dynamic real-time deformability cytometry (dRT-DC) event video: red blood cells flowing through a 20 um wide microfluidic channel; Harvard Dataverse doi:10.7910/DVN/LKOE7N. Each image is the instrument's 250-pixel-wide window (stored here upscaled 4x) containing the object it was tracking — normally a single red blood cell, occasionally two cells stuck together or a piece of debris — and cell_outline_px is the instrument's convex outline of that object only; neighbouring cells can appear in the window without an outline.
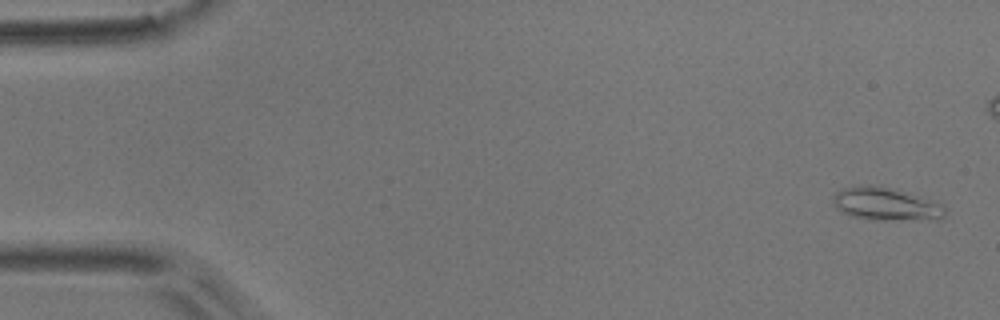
{"species": "common noctule bat (a hibernating species)", "species_latin": "Nyctalus noctula", "temperature_condition": "room temperature", "stored_images_in_passage": 8, "segment_of_instrument_passage": [1, 2], "camera_frame_rate_fps": 3000, "um_per_image_px": 0.085, "animal": {"sex": "male", "body_mass_g": 17.9}, "frame": {"image": 1, "passage_image": 1, "time_ms": 0.0, "image_size_px": [1000, 320], "cell_outline_px": [[944, 216], [936, 220], [868, 220], [852, 216], [836, 208], [832, 204], [832, 196], [836, 192], [844, 188], [868, 184], [888, 188], [936, 200], [944, 204]], "centroid_in_image_um": [75.31, 17.36], "position_along_channel_um": 9.7, "area_um2": 21.68}}
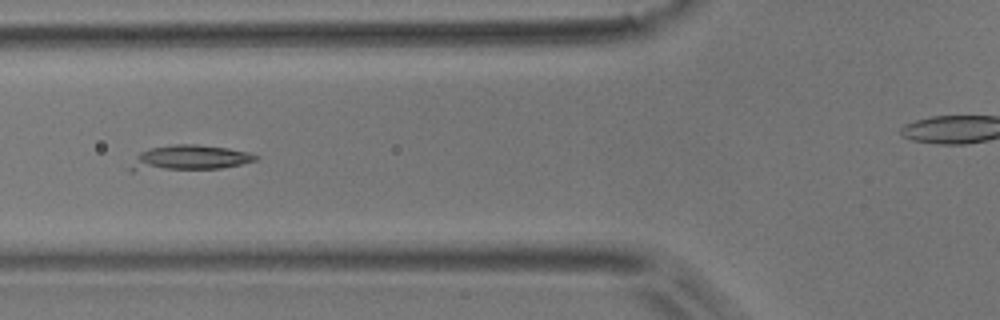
{"frame": {"image": 2, "passage_image": 6, "time_ms": 1.667, "image_size_px": [1000, 320], "cell_outline_px": [[260, 160], [220, 168], [132, 172], [128, 168], [136, 156], [140, 152], [148, 148], [176, 144], [196, 144], [228, 148], [248, 152], [260, 156]], "centroid_in_image_um": [16.06, 13.43], "position_along_channel_um": 109.7, "area_um2": 18.79}}
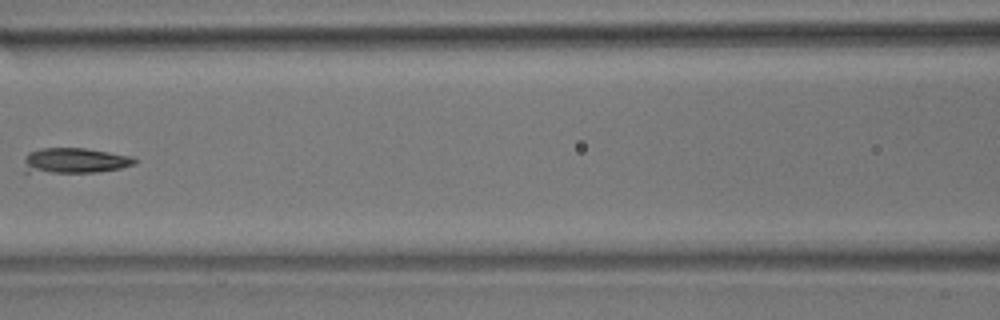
{"frame": {"image": 3, "passage_image": 7, "time_ms": 2.0, "image_size_px": [1000, 320], "cell_outline_px": [[136, 164], [120, 168], [96, 172], [24, 172], [24, 156], [28, 152], [40, 148], [84, 148], [132, 156], [136, 160]], "centroid_in_image_um": [6.32, 13.64], "position_along_channel_um": 160.3, "area_um2": 16.36}}